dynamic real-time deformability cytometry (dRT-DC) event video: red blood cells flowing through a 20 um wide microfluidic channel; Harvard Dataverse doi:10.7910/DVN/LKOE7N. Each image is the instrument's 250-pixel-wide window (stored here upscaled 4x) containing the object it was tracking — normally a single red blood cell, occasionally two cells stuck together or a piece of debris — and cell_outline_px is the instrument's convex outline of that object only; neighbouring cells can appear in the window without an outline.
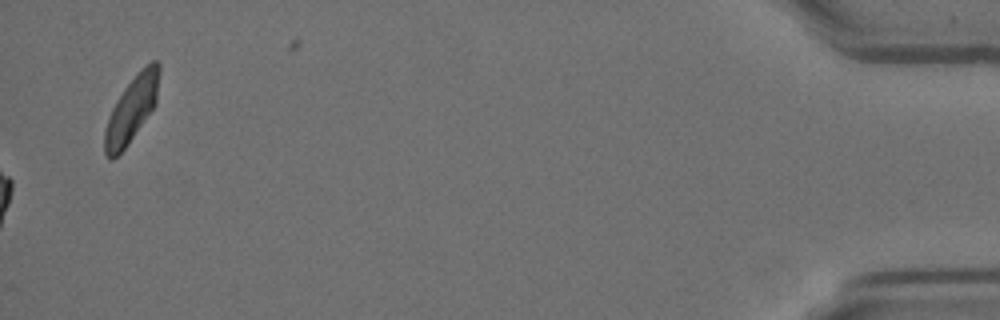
{"species": "Egyptian fruit bat (a non-hibernating species)", "species_latin": "Rousettus aegyptiacus", "temperature_condition": "room temperature", "stored_images_in_passage": 43, "camera_frame_rate_fps": 3000, "um_per_image_px": 0.085, "animal": {"sex": "female"}, "frame": {"image": 1, "passage_image": 43, "time_ms": 14.0, "image_size_px": [1000, 320], "cell_outline_px": [[160, 72], [156, 104], [128, 144], [112, 160], [108, 160], [104, 152], [104, 132], [108, 116], [116, 100], [124, 88], [140, 68], [144, 64], [152, 60], [156, 60], [160, 64]], "centroid_in_image_um": [11.19, 9.25], "position_along_channel_um": 424.0, "area_um2": 21.04}}